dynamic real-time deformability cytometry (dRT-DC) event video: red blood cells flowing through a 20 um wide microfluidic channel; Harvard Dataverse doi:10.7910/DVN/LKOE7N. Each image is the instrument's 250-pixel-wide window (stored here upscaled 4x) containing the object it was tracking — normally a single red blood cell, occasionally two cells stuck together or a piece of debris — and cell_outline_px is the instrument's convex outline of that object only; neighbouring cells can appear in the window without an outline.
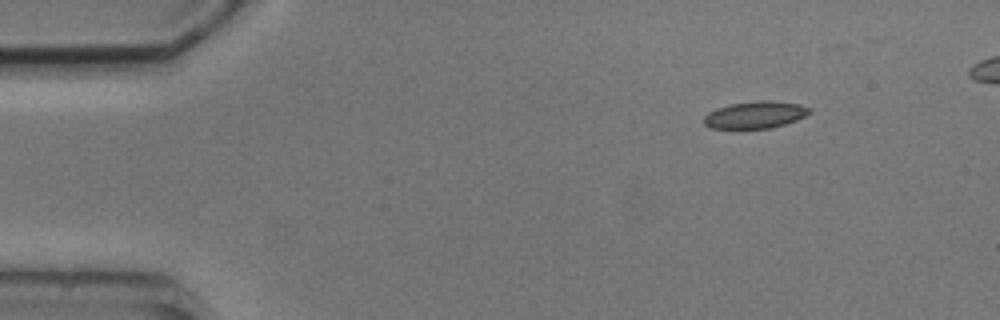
{"species": "common noctule bat (a hibernating species)", "species_latin": "Nyctalus noctula", "temperature_condition": "cold", "stored_images_in_passage": 7, "camera_frame_rate_fps": 3000, "um_per_image_px": 0.085, "animal": {"sex": "male", "body_mass_g": 20.5, "forearm_length_mm": 52.5}, "frame": {"image": 1, "passage_image": 1, "time_ms": 0.0, "image_size_px": [1000, 320], "cell_outline_px": [[812, 112], [796, 120], [784, 124], [768, 128], [740, 132], [712, 128], [704, 124], [704, 116], [708, 112], [716, 108], [728, 104], [760, 100], [768, 100], [800, 104], [812, 108]], "centroid_in_image_um": [64.14, 9.8], "position_along_channel_um": 20.9, "area_um2": 17.46}}